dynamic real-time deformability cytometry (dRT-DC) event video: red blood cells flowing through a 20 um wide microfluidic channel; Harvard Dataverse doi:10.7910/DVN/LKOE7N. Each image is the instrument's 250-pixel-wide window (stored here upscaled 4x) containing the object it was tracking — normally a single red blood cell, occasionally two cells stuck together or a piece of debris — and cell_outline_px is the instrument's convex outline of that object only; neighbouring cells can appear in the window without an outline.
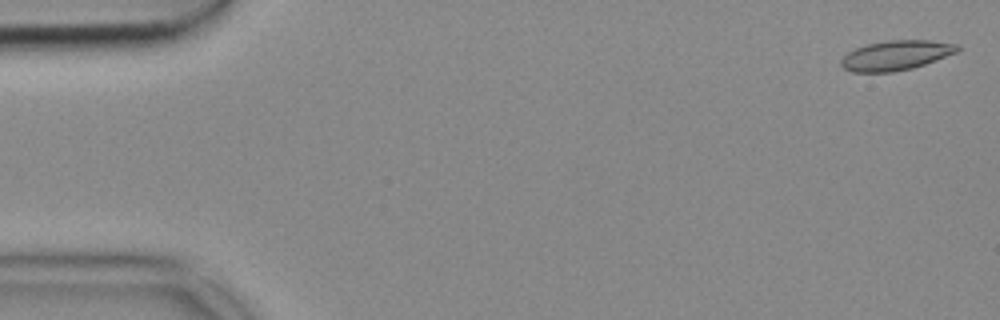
{"species": "common noctule bat (a hibernating species)", "species_latin": "Nyctalus noctula", "temperature_condition": "cold", "stored_images_in_passage": 54, "camera_frame_rate_fps": 3000, "um_per_image_px": 0.085, "animal": {"sex": "female", "body_mass_g": 18.4}, "frame": {"image": 1, "passage_image": 2, "time_ms": 0.333, "image_size_px": [1000, 320], "cell_outline_px": [[960, 48], [956, 52], [936, 60], [912, 68], [892, 72], [852, 72], [844, 68], [840, 64], [840, 60], [848, 52], [856, 48], [868, 44], [888, 40], [928, 40], [956, 44]], "centroid_in_image_um": [76.12, 4.7], "position_along_channel_um": 8.9, "area_um2": 19.94}}
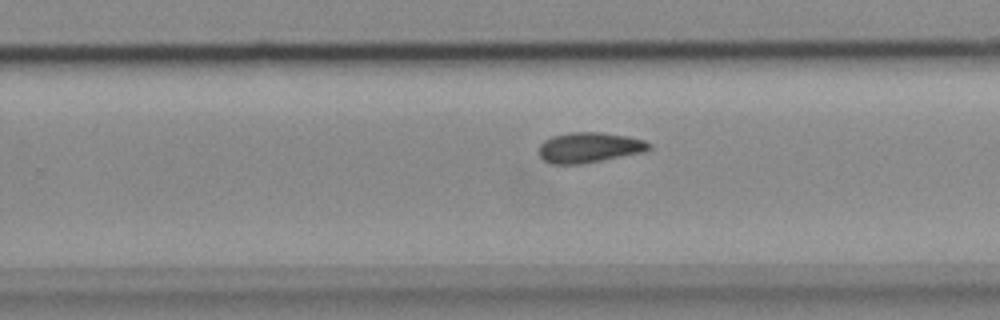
{"frame": {"image": 2, "passage_image": 34, "time_ms": 11.0, "image_size_px": [1000, 320], "cell_outline_px": [[652, 148], [648, 152], [580, 164], [552, 164], [544, 160], [540, 156], [540, 144], [544, 140], [552, 136], [568, 132], [600, 132], [628, 136], [644, 140], [652, 144]], "centroid_in_image_um": [50.14, 12.53], "position_along_channel_um": 279.7, "area_um2": 19.71}}
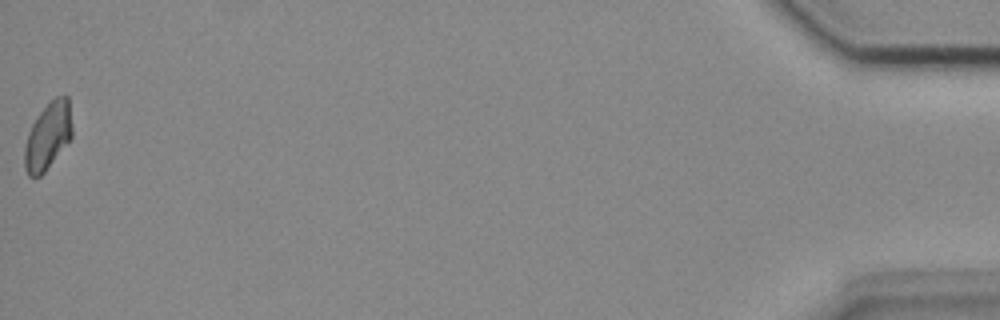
{"frame": {"image": 3, "passage_image": 54, "time_ms": 17.667, "image_size_px": [1000, 320], "cell_outline_px": [[72, 136], [44, 172], [40, 176], [28, 176], [24, 168], [24, 148], [28, 132], [36, 116], [56, 96], [68, 96], [72, 128]], "centroid_in_image_um": [4.05, 11.57], "position_along_channel_um": 431.2, "area_um2": 18.32}}